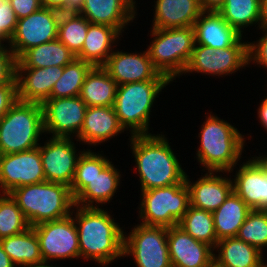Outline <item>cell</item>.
Segmentation results:
<instances>
[{
  "label": "cell",
  "instance_id": "obj_21",
  "mask_svg": "<svg viewBox=\"0 0 267 267\" xmlns=\"http://www.w3.org/2000/svg\"><path fill=\"white\" fill-rule=\"evenodd\" d=\"M193 28L195 44L213 49L231 47L242 37L218 11H203L195 21Z\"/></svg>",
  "mask_w": 267,
  "mask_h": 267
},
{
  "label": "cell",
  "instance_id": "obj_52",
  "mask_svg": "<svg viewBox=\"0 0 267 267\" xmlns=\"http://www.w3.org/2000/svg\"><path fill=\"white\" fill-rule=\"evenodd\" d=\"M263 259H264V258H262L260 267H267V264L263 262V261H264Z\"/></svg>",
  "mask_w": 267,
  "mask_h": 267
},
{
  "label": "cell",
  "instance_id": "obj_45",
  "mask_svg": "<svg viewBox=\"0 0 267 267\" xmlns=\"http://www.w3.org/2000/svg\"><path fill=\"white\" fill-rule=\"evenodd\" d=\"M226 0H200L203 11H218Z\"/></svg>",
  "mask_w": 267,
  "mask_h": 267
},
{
  "label": "cell",
  "instance_id": "obj_5",
  "mask_svg": "<svg viewBox=\"0 0 267 267\" xmlns=\"http://www.w3.org/2000/svg\"><path fill=\"white\" fill-rule=\"evenodd\" d=\"M170 80H146L118 85L113 108L120 125L131 135H150V112L159 92Z\"/></svg>",
  "mask_w": 267,
  "mask_h": 267
},
{
  "label": "cell",
  "instance_id": "obj_33",
  "mask_svg": "<svg viewBox=\"0 0 267 267\" xmlns=\"http://www.w3.org/2000/svg\"><path fill=\"white\" fill-rule=\"evenodd\" d=\"M178 226L195 240L207 243L213 249L218 242L212 212L189 205Z\"/></svg>",
  "mask_w": 267,
  "mask_h": 267
},
{
  "label": "cell",
  "instance_id": "obj_23",
  "mask_svg": "<svg viewBox=\"0 0 267 267\" xmlns=\"http://www.w3.org/2000/svg\"><path fill=\"white\" fill-rule=\"evenodd\" d=\"M236 173L233 191L252 210H267V177L260 167L248 159Z\"/></svg>",
  "mask_w": 267,
  "mask_h": 267
},
{
  "label": "cell",
  "instance_id": "obj_2",
  "mask_svg": "<svg viewBox=\"0 0 267 267\" xmlns=\"http://www.w3.org/2000/svg\"><path fill=\"white\" fill-rule=\"evenodd\" d=\"M141 191L181 183L186 176L165 135H131Z\"/></svg>",
  "mask_w": 267,
  "mask_h": 267
},
{
  "label": "cell",
  "instance_id": "obj_37",
  "mask_svg": "<svg viewBox=\"0 0 267 267\" xmlns=\"http://www.w3.org/2000/svg\"><path fill=\"white\" fill-rule=\"evenodd\" d=\"M31 226L9 193L0 194V239L20 234Z\"/></svg>",
  "mask_w": 267,
  "mask_h": 267
},
{
  "label": "cell",
  "instance_id": "obj_44",
  "mask_svg": "<svg viewBox=\"0 0 267 267\" xmlns=\"http://www.w3.org/2000/svg\"><path fill=\"white\" fill-rule=\"evenodd\" d=\"M43 7L66 13V0H41Z\"/></svg>",
  "mask_w": 267,
  "mask_h": 267
},
{
  "label": "cell",
  "instance_id": "obj_25",
  "mask_svg": "<svg viewBox=\"0 0 267 267\" xmlns=\"http://www.w3.org/2000/svg\"><path fill=\"white\" fill-rule=\"evenodd\" d=\"M119 35L122 34L114 27L90 23L83 47L76 58L93 66H103L112 54V44L119 39Z\"/></svg>",
  "mask_w": 267,
  "mask_h": 267
},
{
  "label": "cell",
  "instance_id": "obj_7",
  "mask_svg": "<svg viewBox=\"0 0 267 267\" xmlns=\"http://www.w3.org/2000/svg\"><path fill=\"white\" fill-rule=\"evenodd\" d=\"M153 37L147 49L160 74L173 81L182 75L191 59L195 45L193 26L151 30Z\"/></svg>",
  "mask_w": 267,
  "mask_h": 267
},
{
  "label": "cell",
  "instance_id": "obj_16",
  "mask_svg": "<svg viewBox=\"0 0 267 267\" xmlns=\"http://www.w3.org/2000/svg\"><path fill=\"white\" fill-rule=\"evenodd\" d=\"M102 67L117 85L146 80H169L155 68L147 50L140 54L113 51Z\"/></svg>",
  "mask_w": 267,
  "mask_h": 267
},
{
  "label": "cell",
  "instance_id": "obj_15",
  "mask_svg": "<svg viewBox=\"0 0 267 267\" xmlns=\"http://www.w3.org/2000/svg\"><path fill=\"white\" fill-rule=\"evenodd\" d=\"M45 181L71 186L79 156L71 137H52L39 145Z\"/></svg>",
  "mask_w": 267,
  "mask_h": 267
},
{
  "label": "cell",
  "instance_id": "obj_9",
  "mask_svg": "<svg viewBox=\"0 0 267 267\" xmlns=\"http://www.w3.org/2000/svg\"><path fill=\"white\" fill-rule=\"evenodd\" d=\"M125 236L123 255L133 256L137 267H172L167 228L138 224Z\"/></svg>",
  "mask_w": 267,
  "mask_h": 267
},
{
  "label": "cell",
  "instance_id": "obj_50",
  "mask_svg": "<svg viewBox=\"0 0 267 267\" xmlns=\"http://www.w3.org/2000/svg\"><path fill=\"white\" fill-rule=\"evenodd\" d=\"M262 26L267 27V0H261Z\"/></svg>",
  "mask_w": 267,
  "mask_h": 267
},
{
  "label": "cell",
  "instance_id": "obj_40",
  "mask_svg": "<svg viewBox=\"0 0 267 267\" xmlns=\"http://www.w3.org/2000/svg\"><path fill=\"white\" fill-rule=\"evenodd\" d=\"M0 44V84L17 82L15 78V58L12 51Z\"/></svg>",
  "mask_w": 267,
  "mask_h": 267
},
{
  "label": "cell",
  "instance_id": "obj_26",
  "mask_svg": "<svg viewBox=\"0 0 267 267\" xmlns=\"http://www.w3.org/2000/svg\"><path fill=\"white\" fill-rule=\"evenodd\" d=\"M110 162L100 173L88 181V185L74 198L75 205L81 207H99L94 202L105 204L110 202L120 183L118 169Z\"/></svg>",
  "mask_w": 267,
  "mask_h": 267
},
{
  "label": "cell",
  "instance_id": "obj_1",
  "mask_svg": "<svg viewBox=\"0 0 267 267\" xmlns=\"http://www.w3.org/2000/svg\"><path fill=\"white\" fill-rule=\"evenodd\" d=\"M76 208L73 217L78 231L80 257L107 265L124 257V231L108 211L98 207Z\"/></svg>",
  "mask_w": 267,
  "mask_h": 267
},
{
  "label": "cell",
  "instance_id": "obj_51",
  "mask_svg": "<svg viewBox=\"0 0 267 267\" xmlns=\"http://www.w3.org/2000/svg\"><path fill=\"white\" fill-rule=\"evenodd\" d=\"M49 262H42V263H39V264H36V265H32V266H28V267H56V266H50L48 264Z\"/></svg>",
  "mask_w": 267,
  "mask_h": 267
},
{
  "label": "cell",
  "instance_id": "obj_12",
  "mask_svg": "<svg viewBox=\"0 0 267 267\" xmlns=\"http://www.w3.org/2000/svg\"><path fill=\"white\" fill-rule=\"evenodd\" d=\"M72 216L33 226L43 262L80 257L78 231Z\"/></svg>",
  "mask_w": 267,
  "mask_h": 267
},
{
  "label": "cell",
  "instance_id": "obj_39",
  "mask_svg": "<svg viewBox=\"0 0 267 267\" xmlns=\"http://www.w3.org/2000/svg\"><path fill=\"white\" fill-rule=\"evenodd\" d=\"M18 19L9 2L0 3V44L7 41L9 43L13 36Z\"/></svg>",
  "mask_w": 267,
  "mask_h": 267
},
{
  "label": "cell",
  "instance_id": "obj_53",
  "mask_svg": "<svg viewBox=\"0 0 267 267\" xmlns=\"http://www.w3.org/2000/svg\"><path fill=\"white\" fill-rule=\"evenodd\" d=\"M10 0H0V3L2 2H9Z\"/></svg>",
  "mask_w": 267,
  "mask_h": 267
},
{
  "label": "cell",
  "instance_id": "obj_28",
  "mask_svg": "<svg viewBox=\"0 0 267 267\" xmlns=\"http://www.w3.org/2000/svg\"><path fill=\"white\" fill-rule=\"evenodd\" d=\"M76 58L59 39L27 50L15 61V68L64 67Z\"/></svg>",
  "mask_w": 267,
  "mask_h": 267
},
{
  "label": "cell",
  "instance_id": "obj_31",
  "mask_svg": "<svg viewBox=\"0 0 267 267\" xmlns=\"http://www.w3.org/2000/svg\"><path fill=\"white\" fill-rule=\"evenodd\" d=\"M0 244L14 265L28 267L43 262L39 241L32 226L20 234L0 239Z\"/></svg>",
  "mask_w": 267,
  "mask_h": 267
},
{
  "label": "cell",
  "instance_id": "obj_27",
  "mask_svg": "<svg viewBox=\"0 0 267 267\" xmlns=\"http://www.w3.org/2000/svg\"><path fill=\"white\" fill-rule=\"evenodd\" d=\"M216 249L219 253L213 256L216 267H260L263 258L262 252L237 237L219 240Z\"/></svg>",
  "mask_w": 267,
  "mask_h": 267
},
{
  "label": "cell",
  "instance_id": "obj_10",
  "mask_svg": "<svg viewBox=\"0 0 267 267\" xmlns=\"http://www.w3.org/2000/svg\"><path fill=\"white\" fill-rule=\"evenodd\" d=\"M60 16L61 12L42 7L29 16L18 19L8 44L15 60L32 47L58 39Z\"/></svg>",
  "mask_w": 267,
  "mask_h": 267
},
{
  "label": "cell",
  "instance_id": "obj_32",
  "mask_svg": "<svg viewBox=\"0 0 267 267\" xmlns=\"http://www.w3.org/2000/svg\"><path fill=\"white\" fill-rule=\"evenodd\" d=\"M218 12L241 35L249 25L258 22L259 29L262 27L261 0H226Z\"/></svg>",
  "mask_w": 267,
  "mask_h": 267
},
{
  "label": "cell",
  "instance_id": "obj_17",
  "mask_svg": "<svg viewBox=\"0 0 267 267\" xmlns=\"http://www.w3.org/2000/svg\"><path fill=\"white\" fill-rule=\"evenodd\" d=\"M167 242L172 267H212L214 249L195 240L178 225L167 228Z\"/></svg>",
  "mask_w": 267,
  "mask_h": 267
},
{
  "label": "cell",
  "instance_id": "obj_36",
  "mask_svg": "<svg viewBox=\"0 0 267 267\" xmlns=\"http://www.w3.org/2000/svg\"><path fill=\"white\" fill-rule=\"evenodd\" d=\"M80 154L73 181L70 186L72 196L75 198L87 185L88 181L100 173L110 161L101 154H95L90 149L78 152Z\"/></svg>",
  "mask_w": 267,
  "mask_h": 267
},
{
  "label": "cell",
  "instance_id": "obj_4",
  "mask_svg": "<svg viewBox=\"0 0 267 267\" xmlns=\"http://www.w3.org/2000/svg\"><path fill=\"white\" fill-rule=\"evenodd\" d=\"M30 226L60 220L73 214L74 197L70 187L54 182L23 185L10 193Z\"/></svg>",
  "mask_w": 267,
  "mask_h": 267
},
{
  "label": "cell",
  "instance_id": "obj_13",
  "mask_svg": "<svg viewBox=\"0 0 267 267\" xmlns=\"http://www.w3.org/2000/svg\"><path fill=\"white\" fill-rule=\"evenodd\" d=\"M45 182V173L38 147L0 155V188L3 193L23 185Z\"/></svg>",
  "mask_w": 267,
  "mask_h": 267
},
{
  "label": "cell",
  "instance_id": "obj_14",
  "mask_svg": "<svg viewBox=\"0 0 267 267\" xmlns=\"http://www.w3.org/2000/svg\"><path fill=\"white\" fill-rule=\"evenodd\" d=\"M44 132L52 137H77L83 127L87 105L79 97L48 98L43 104Z\"/></svg>",
  "mask_w": 267,
  "mask_h": 267
},
{
  "label": "cell",
  "instance_id": "obj_20",
  "mask_svg": "<svg viewBox=\"0 0 267 267\" xmlns=\"http://www.w3.org/2000/svg\"><path fill=\"white\" fill-rule=\"evenodd\" d=\"M134 0H84L79 12L92 24H104L122 33L125 25L134 20Z\"/></svg>",
  "mask_w": 267,
  "mask_h": 267
},
{
  "label": "cell",
  "instance_id": "obj_34",
  "mask_svg": "<svg viewBox=\"0 0 267 267\" xmlns=\"http://www.w3.org/2000/svg\"><path fill=\"white\" fill-rule=\"evenodd\" d=\"M94 66L75 58L63 67V74L54 84L49 98L77 97L89 71Z\"/></svg>",
  "mask_w": 267,
  "mask_h": 267
},
{
  "label": "cell",
  "instance_id": "obj_41",
  "mask_svg": "<svg viewBox=\"0 0 267 267\" xmlns=\"http://www.w3.org/2000/svg\"><path fill=\"white\" fill-rule=\"evenodd\" d=\"M260 29L264 35L257 43L248 42V64L253 61V63L267 68V27L262 26Z\"/></svg>",
  "mask_w": 267,
  "mask_h": 267
},
{
  "label": "cell",
  "instance_id": "obj_42",
  "mask_svg": "<svg viewBox=\"0 0 267 267\" xmlns=\"http://www.w3.org/2000/svg\"><path fill=\"white\" fill-rule=\"evenodd\" d=\"M17 101V82L0 84V119L9 111Z\"/></svg>",
  "mask_w": 267,
  "mask_h": 267
},
{
  "label": "cell",
  "instance_id": "obj_35",
  "mask_svg": "<svg viewBox=\"0 0 267 267\" xmlns=\"http://www.w3.org/2000/svg\"><path fill=\"white\" fill-rule=\"evenodd\" d=\"M90 22L80 13H61L58 23V39L75 55L85 42Z\"/></svg>",
  "mask_w": 267,
  "mask_h": 267
},
{
  "label": "cell",
  "instance_id": "obj_3",
  "mask_svg": "<svg viewBox=\"0 0 267 267\" xmlns=\"http://www.w3.org/2000/svg\"><path fill=\"white\" fill-rule=\"evenodd\" d=\"M197 160L206 170L231 173L241 159L244 135L225 120L210 113L201 127Z\"/></svg>",
  "mask_w": 267,
  "mask_h": 267
},
{
  "label": "cell",
  "instance_id": "obj_18",
  "mask_svg": "<svg viewBox=\"0 0 267 267\" xmlns=\"http://www.w3.org/2000/svg\"><path fill=\"white\" fill-rule=\"evenodd\" d=\"M62 74L63 67L59 66L15 68L17 100L43 104L50 97L54 84Z\"/></svg>",
  "mask_w": 267,
  "mask_h": 267
},
{
  "label": "cell",
  "instance_id": "obj_46",
  "mask_svg": "<svg viewBox=\"0 0 267 267\" xmlns=\"http://www.w3.org/2000/svg\"><path fill=\"white\" fill-rule=\"evenodd\" d=\"M83 4L84 0H66V13H79Z\"/></svg>",
  "mask_w": 267,
  "mask_h": 267
},
{
  "label": "cell",
  "instance_id": "obj_30",
  "mask_svg": "<svg viewBox=\"0 0 267 267\" xmlns=\"http://www.w3.org/2000/svg\"><path fill=\"white\" fill-rule=\"evenodd\" d=\"M117 83L102 66H94L85 78L79 97L87 107L114 105Z\"/></svg>",
  "mask_w": 267,
  "mask_h": 267
},
{
  "label": "cell",
  "instance_id": "obj_11",
  "mask_svg": "<svg viewBox=\"0 0 267 267\" xmlns=\"http://www.w3.org/2000/svg\"><path fill=\"white\" fill-rule=\"evenodd\" d=\"M241 39L242 37L233 46L223 49L195 44L184 73L197 72L222 77L249 65L248 43Z\"/></svg>",
  "mask_w": 267,
  "mask_h": 267
},
{
  "label": "cell",
  "instance_id": "obj_24",
  "mask_svg": "<svg viewBox=\"0 0 267 267\" xmlns=\"http://www.w3.org/2000/svg\"><path fill=\"white\" fill-rule=\"evenodd\" d=\"M202 12L200 0H157L152 28L193 26Z\"/></svg>",
  "mask_w": 267,
  "mask_h": 267
},
{
  "label": "cell",
  "instance_id": "obj_22",
  "mask_svg": "<svg viewBox=\"0 0 267 267\" xmlns=\"http://www.w3.org/2000/svg\"><path fill=\"white\" fill-rule=\"evenodd\" d=\"M124 132L113 106L87 107L77 141L97 145Z\"/></svg>",
  "mask_w": 267,
  "mask_h": 267
},
{
  "label": "cell",
  "instance_id": "obj_48",
  "mask_svg": "<svg viewBox=\"0 0 267 267\" xmlns=\"http://www.w3.org/2000/svg\"><path fill=\"white\" fill-rule=\"evenodd\" d=\"M0 267H16L0 244Z\"/></svg>",
  "mask_w": 267,
  "mask_h": 267
},
{
  "label": "cell",
  "instance_id": "obj_8",
  "mask_svg": "<svg viewBox=\"0 0 267 267\" xmlns=\"http://www.w3.org/2000/svg\"><path fill=\"white\" fill-rule=\"evenodd\" d=\"M139 215L143 225L171 228L178 225L190 205L185 179L168 187L141 191Z\"/></svg>",
  "mask_w": 267,
  "mask_h": 267
},
{
  "label": "cell",
  "instance_id": "obj_38",
  "mask_svg": "<svg viewBox=\"0 0 267 267\" xmlns=\"http://www.w3.org/2000/svg\"><path fill=\"white\" fill-rule=\"evenodd\" d=\"M236 237L262 252L267 247V210H251Z\"/></svg>",
  "mask_w": 267,
  "mask_h": 267
},
{
  "label": "cell",
  "instance_id": "obj_47",
  "mask_svg": "<svg viewBox=\"0 0 267 267\" xmlns=\"http://www.w3.org/2000/svg\"><path fill=\"white\" fill-rule=\"evenodd\" d=\"M258 117L260 119L259 121H261L260 123L267 131V97L263 99L259 106Z\"/></svg>",
  "mask_w": 267,
  "mask_h": 267
},
{
  "label": "cell",
  "instance_id": "obj_49",
  "mask_svg": "<svg viewBox=\"0 0 267 267\" xmlns=\"http://www.w3.org/2000/svg\"><path fill=\"white\" fill-rule=\"evenodd\" d=\"M257 158V159H256ZM263 171L264 175L267 177V156L253 157L252 159Z\"/></svg>",
  "mask_w": 267,
  "mask_h": 267
},
{
  "label": "cell",
  "instance_id": "obj_6",
  "mask_svg": "<svg viewBox=\"0 0 267 267\" xmlns=\"http://www.w3.org/2000/svg\"><path fill=\"white\" fill-rule=\"evenodd\" d=\"M42 133V104L17 100L0 119V155L39 147Z\"/></svg>",
  "mask_w": 267,
  "mask_h": 267
},
{
  "label": "cell",
  "instance_id": "obj_43",
  "mask_svg": "<svg viewBox=\"0 0 267 267\" xmlns=\"http://www.w3.org/2000/svg\"><path fill=\"white\" fill-rule=\"evenodd\" d=\"M17 19L29 16L43 7L41 0H10Z\"/></svg>",
  "mask_w": 267,
  "mask_h": 267
},
{
  "label": "cell",
  "instance_id": "obj_29",
  "mask_svg": "<svg viewBox=\"0 0 267 267\" xmlns=\"http://www.w3.org/2000/svg\"><path fill=\"white\" fill-rule=\"evenodd\" d=\"M252 209L232 191L225 202L212 212L217 240L236 237Z\"/></svg>",
  "mask_w": 267,
  "mask_h": 267
},
{
  "label": "cell",
  "instance_id": "obj_19",
  "mask_svg": "<svg viewBox=\"0 0 267 267\" xmlns=\"http://www.w3.org/2000/svg\"><path fill=\"white\" fill-rule=\"evenodd\" d=\"M185 182L189 189L190 205L210 212L219 208L233 191L231 178L215 175L214 171L207 172L193 184L186 174Z\"/></svg>",
  "mask_w": 267,
  "mask_h": 267
}]
</instances>
